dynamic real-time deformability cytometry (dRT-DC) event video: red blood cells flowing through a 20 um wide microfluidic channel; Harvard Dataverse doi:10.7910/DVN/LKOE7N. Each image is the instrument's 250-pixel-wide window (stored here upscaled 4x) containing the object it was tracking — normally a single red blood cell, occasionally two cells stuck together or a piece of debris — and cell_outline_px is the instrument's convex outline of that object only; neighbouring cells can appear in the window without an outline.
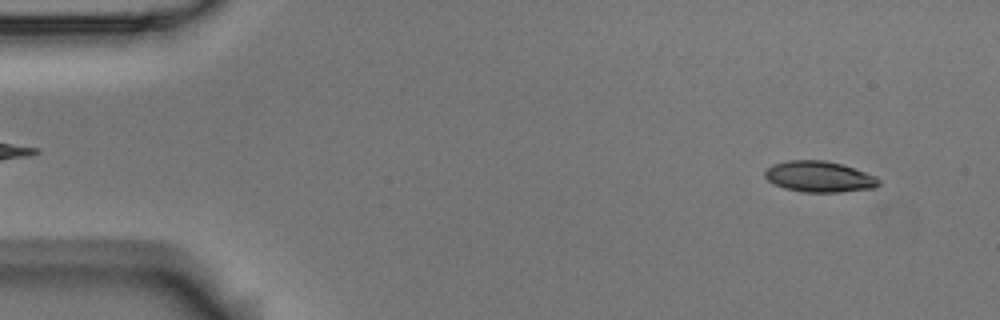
{"species": "Egyptian fruit bat (a non-hibernating species)", "species_latin": "Rousettus aegyptiacus", "temperature_condition": "room temperature", "stored_images_in_passage": 4, "camera_frame_rate_fps": 3000, "um_per_image_px": 0.085, "animal": {"sex": "male"}, "frame": {"image": 1, "passage_image": 1, "time_ms": 0.0, "image_size_px": [1000, 320], "cell_outline_px": [[880, 184], [876, 188], [836, 192], [804, 192], [784, 188], [768, 180], [764, 176], [764, 172], [772, 164], [788, 160], [824, 160], [840, 164], [876, 176], [880, 180]], "centroid_in_image_um": [69.63, 15.02], "position_along_channel_um": 15.4, "area_um2": 20.4}}
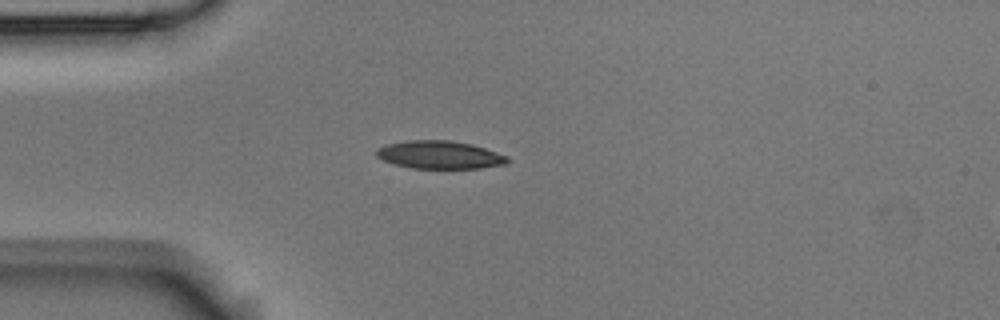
{"frame": {"image": 2, "passage_image": 4, "time_ms": 1.0, "image_size_px": [1000, 320], "cell_outline_px": [[508, 160], [504, 164], [480, 168], [412, 168], [392, 164], [376, 156], [376, 148], [388, 144], [408, 140], [452, 140], [472, 144], [508, 156]], "centroid_in_image_um": [37.34, 13.15], "position_along_channel_um": 47.7, "area_um2": 21.27}}